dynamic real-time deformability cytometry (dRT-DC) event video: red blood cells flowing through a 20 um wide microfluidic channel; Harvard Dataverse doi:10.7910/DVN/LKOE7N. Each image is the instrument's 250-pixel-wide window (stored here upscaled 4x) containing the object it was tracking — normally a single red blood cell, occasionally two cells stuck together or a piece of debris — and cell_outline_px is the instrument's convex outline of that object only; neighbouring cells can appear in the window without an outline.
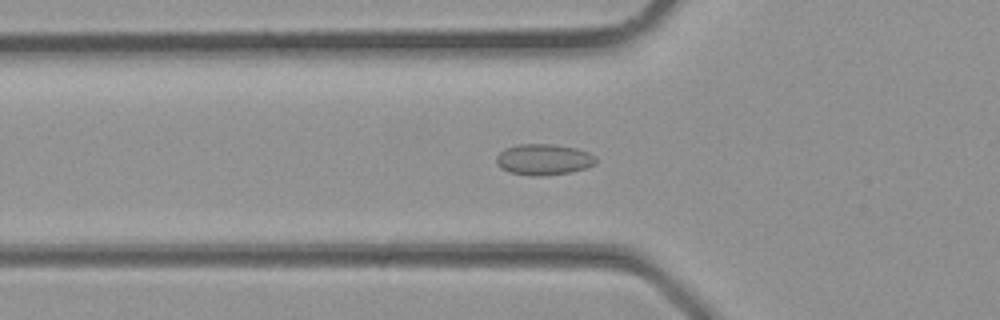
{"species": "common noctule bat (a hibernating species)", "species_latin": "Nyctalus noctula", "temperature_condition": "room temperature", "stored_images_in_passage": 27, "camera_frame_rate_fps": 3000, "um_per_image_px": 0.085, "animal": {"sex": "male", "body_mass_g": 23.1, "forearm_length_mm": 52.7}, "frame": {"image": 1, "passage_image": 4, "time_ms": 1.0, "image_size_px": [1000, 320], "cell_outline_px": [[596, 164], [588, 168], [572, 172], [544, 176], [532, 176], [508, 172], [500, 168], [496, 164], [496, 156], [500, 152], [508, 148], [520, 144], [552, 144], [576, 148], [588, 152], [596, 156]], "centroid_in_image_um": [46.23, 13.57], "position_along_channel_um": 79.6, "area_um2": 18.21}}
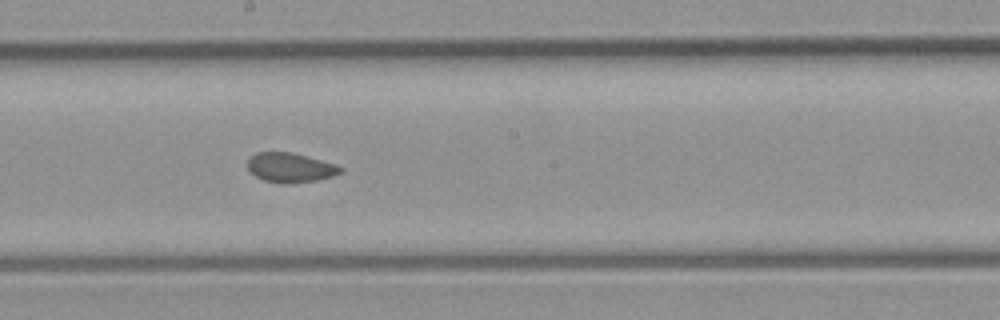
{"frame": {"image": 2, "passage_image": 11, "time_ms": 3.333, "image_size_px": [1000, 320], "cell_outline_px": [[344, 168], [340, 172], [332, 176], [316, 180], [288, 184], [284, 184], [264, 180], [248, 172], [248, 160], [256, 152], [292, 152], [308, 156], [336, 164]], "centroid_in_image_um": [24.66, 14.24], "position_along_channel_um": 223.5, "area_um2": 16.01}}
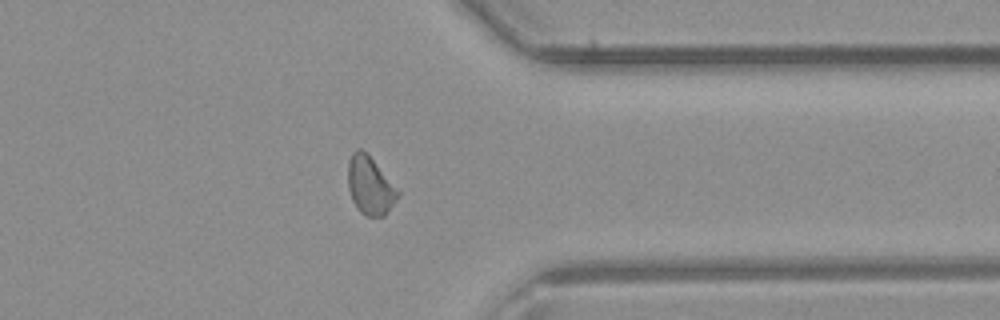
{"frame": {"image": 3, "passage_image": 19, "time_ms": 6.0, "image_size_px": [1000, 320], "cell_outline_px": [[400, 192], [396, 200], [384, 216], [368, 216], [360, 212], [352, 200], [348, 188], [348, 160], [352, 152], [356, 148], [360, 148], [372, 160]], "centroid_in_image_um": [31.42, 15.78], "position_along_channel_um": 380.0, "area_um2": 16.47}}